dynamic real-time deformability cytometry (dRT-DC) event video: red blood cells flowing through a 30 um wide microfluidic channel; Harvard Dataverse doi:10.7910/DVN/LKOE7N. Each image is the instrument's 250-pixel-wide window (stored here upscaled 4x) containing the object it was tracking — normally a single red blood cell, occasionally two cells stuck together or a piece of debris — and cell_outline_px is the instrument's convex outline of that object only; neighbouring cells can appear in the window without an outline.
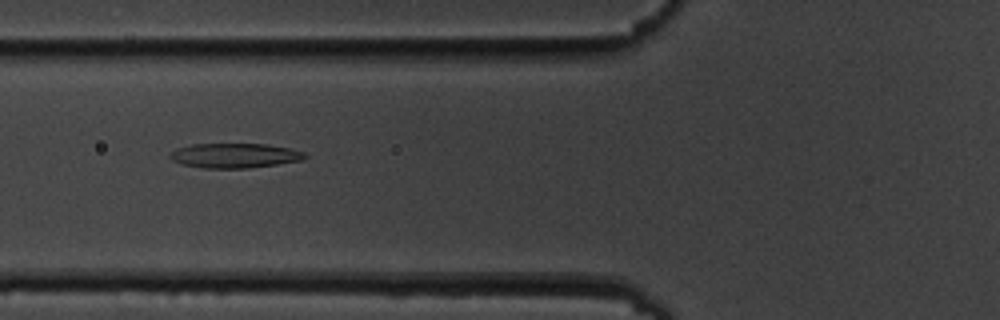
{"species": "common noctule bat (a hibernating species)", "species_latin": "Nyctalus noctula", "temperature_condition": "cold", "stored_images_in_passage": 15, "camera_frame_rate_fps": 3000, "um_per_image_px": 0.085, "animal": {"sex": "male", "body_mass_g": 19.5, "forearm_length_mm": 54.6}, "frame": {"image": 1, "passage_image": 6, "time_ms": 6.667, "image_size_px": [1000, 320], "cell_outline_px": [[308, 156], [300, 160], [276, 164], [248, 168], [204, 168], [180, 164], [172, 160], [168, 156], [176, 148], [192, 144], [268, 144], [288, 148], [304, 152]], "centroid_in_image_um": [19.91, 13.22], "position_along_channel_um": 105.9, "area_um2": 19.31}}
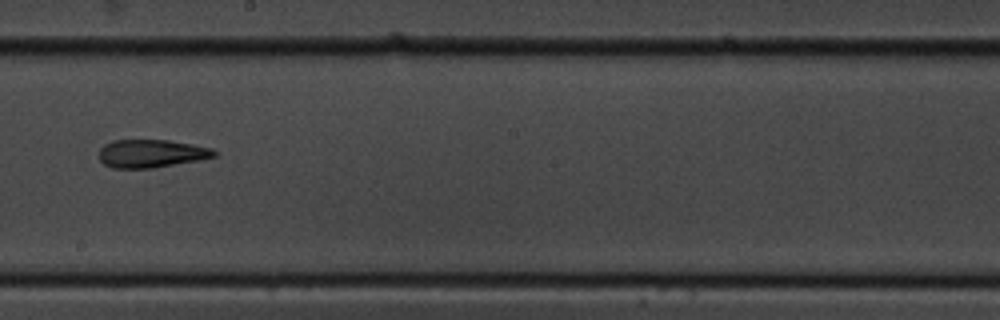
{"frame": {"image": 2, "passage_image": 9, "time_ms": 10.333, "image_size_px": [1000, 320], "cell_outline_px": [[216, 156], [200, 160], [152, 168], [112, 168], [104, 164], [100, 160], [100, 148], [104, 144], [112, 140], [168, 140], [192, 144], [212, 148], [216, 152]], "centroid_in_image_um": [12.85, 13.05], "position_along_channel_um": 235.3, "area_um2": 18.84}}
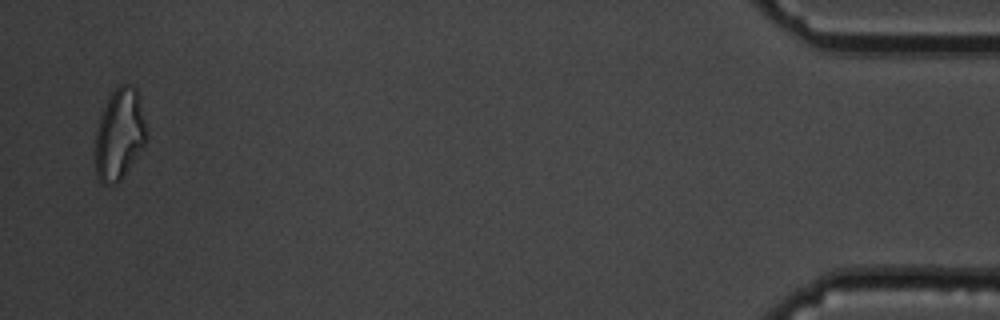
{"frame": {"image": 3, "passage_image": 15, "time_ms": 18.0, "image_size_px": [1000, 320], "cell_outline_px": [[148, 136], [144, 144], [120, 180], [116, 184], [100, 184], [96, 176], [96, 132], [100, 116], [112, 92], [120, 84], [132, 84], [136, 88]], "centroid_in_image_um": [10.14, 11.43], "position_along_channel_um": 425.1, "area_um2": 26.7}, "authors_computed_cell_mechanics": {"area_um2": 20.9814, "velocity_mm_per_s": 3.5308, "shape_relaxation_time_tau1_ms": 5.0441, "shape_relaxation_time_tau2_ms": 2.414, "deformation_change_tau1": 0.1551, "deformation_change_tau2": 0.0968}}